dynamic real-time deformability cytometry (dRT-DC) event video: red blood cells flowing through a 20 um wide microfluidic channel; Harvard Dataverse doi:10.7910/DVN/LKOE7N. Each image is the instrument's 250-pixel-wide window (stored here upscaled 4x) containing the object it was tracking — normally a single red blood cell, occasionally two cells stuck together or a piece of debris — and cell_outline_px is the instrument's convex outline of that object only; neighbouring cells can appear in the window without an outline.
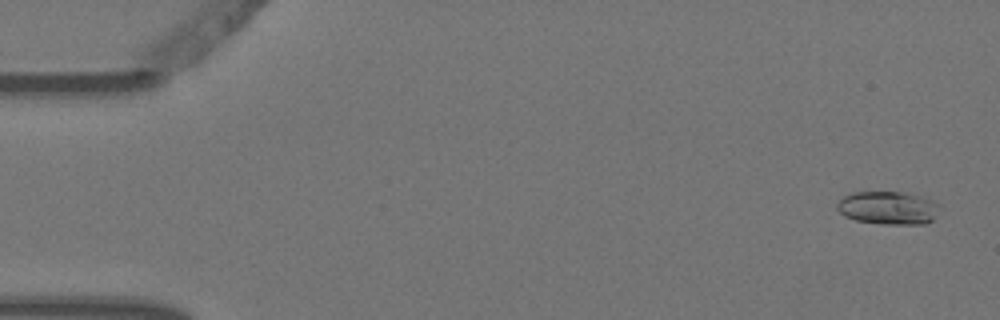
{"species": "Egyptian fruit bat (a non-hibernating species)", "species_latin": "Rousettus aegyptiacus", "temperature_condition": "warm", "stored_images_in_passage": 7, "camera_frame_rate_fps": 3000, "um_per_image_px": 0.085, "animal": {"sex": "female"}, "frame": {"image": 1, "passage_image": 1, "time_ms": 0.0, "image_size_px": [1000, 320], "cell_outline_px": [[936, 204], [932, 220], [924, 224], [884, 224], [856, 220], [844, 216], [836, 208], [836, 204], [844, 196], [852, 192], [900, 192], [920, 196], [932, 200]], "centroid_in_image_um": [75.4, 17.67], "position_along_channel_um": 9.6, "area_um2": 19.36}}
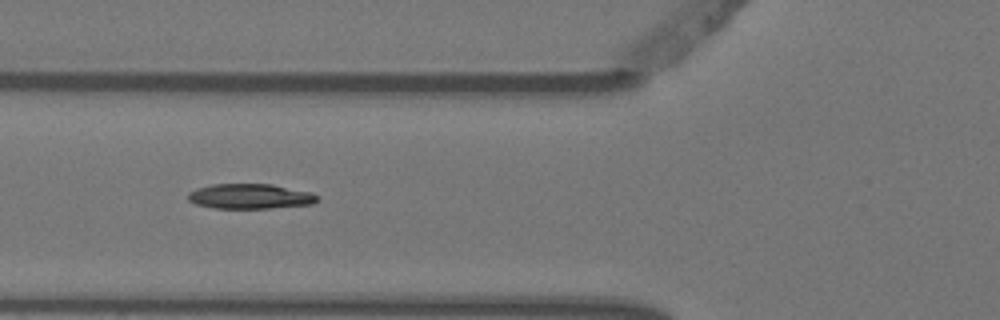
{"frame": {"image": 2, "passage_image": 6, "time_ms": 1.667, "image_size_px": [1000, 320], "cell_outline_px": [[320, 200], [312, 204], [268, 208], [212, 208], [196, 204], [188, 200], [188, 192], [196, 188], [212, 184], [272, 184], [312, 192], [320, 196]], "centroid_in_image_um": [21.28, 16.68], "position_along_channel_um": 104.5, "area_um2": 19.02}}
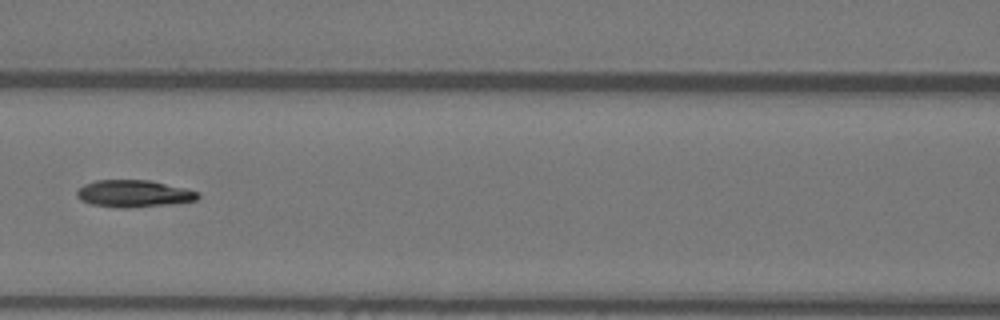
{"frame": {"image": 3, "passage_image": 7, "time_ms": 2.0, "image_size_px": [1000, 320], "cell_outline_px": [[200, 196], [196, 200], [172, 204], [128, 208], [120, 208], [92, 204], [80, 200], [76, 196], [76, 192], [84, 184], [96, 180], [148, 180], [184, 188], [200, 192]], "centroid_in_image_um": [11.36, 16.46], "position_along_channel_um": 155.2, "area_um2": 19.07}}